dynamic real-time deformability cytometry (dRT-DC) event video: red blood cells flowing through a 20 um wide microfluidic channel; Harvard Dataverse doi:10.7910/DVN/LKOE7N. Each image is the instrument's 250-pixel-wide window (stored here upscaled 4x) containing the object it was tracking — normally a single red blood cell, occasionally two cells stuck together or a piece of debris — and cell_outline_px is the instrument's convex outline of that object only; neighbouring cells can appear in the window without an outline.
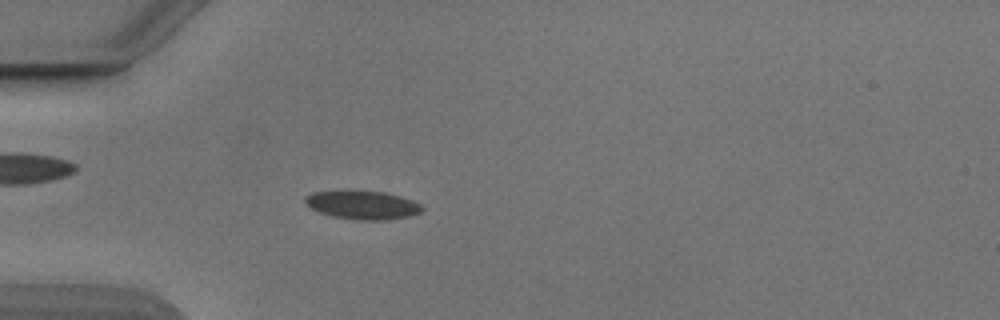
{"species": "Egyptian fruit bat (a non-hibernating species)", "species_latin": "Rousettus aegyptiacus", "temperature_condition": "cold", "stored_images_in_passage": 53, "camera_frame_rate_fps": 3000, "um_per_image_px": 0.085, "animal": {"sex": "male"}, "frame": {"image": 1, "passage_image": 16, "time_ms": 5.0, "image_size_px": [1000, 320], "cell_outline_px": [[424, 208], [420, 212], [412, 216], [388, 220], [360, 220], [332, 216], [320, 212], [312, 208], [304, 200], [304, 196], [312, 192], [348, 188], [384, 192], [400, 196], [412, 200], [420, 204]], "centroid_in_image_um": [30.8, 17.38], "position_along_channel_um": 54.2, "area_um2": 20.06}}
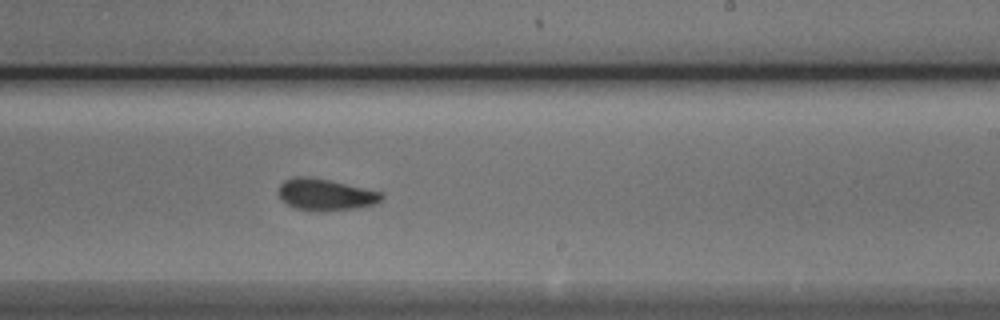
{"frame": {"image": 2, "passage_image": 33, "time_ms": 10.667, "image_size_px": [1000, 320], "cell_outline_px": [[384, 200], [376, 204], [356, 208], [324, 212], [316, 212], [292, 208], [280, 200], [280, 184], [284, 180], [292, 176], [304, 176], [328, 180], [384, 192]], "centroid_in_image_um": [27.68, 16.56], "position_along_channel_um": 261.3, "area_um2": 19.42}}
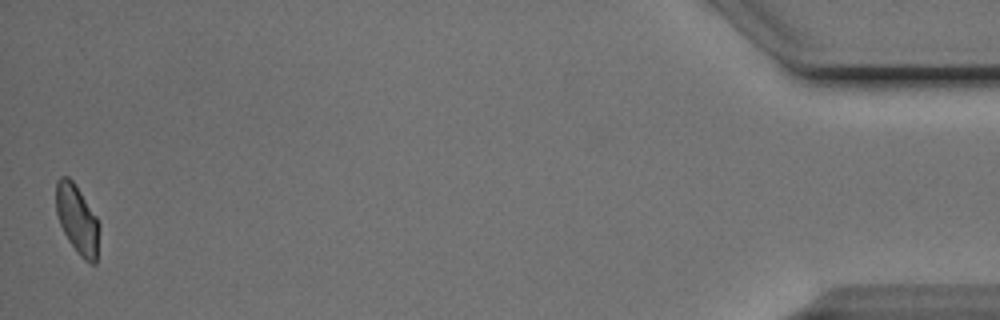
{"frame": {"image": 3, "passage_image": 53, "time_ms": 17.333, "image_size_px": [1000, 320], "cell_outline_px": [[100, 228], [96, 264], [92, 264], [84, 260], [80, 256], [68, 240], [60, 224], [56, 212], [56, 180], [60, 176], [68, 176], [72, 180], [96, 216], [100, 224]], "centroid_in_image_um": [6.57, 18.66], "position_along_channel_um": 428.6, "area_um2": 17.4}, "authors_computed_cell_mechanics": {"area_um2": 18.8428, "velocity_mm_per_s": 3.8544, "shape_relaxation_time_tau1_ms": 4.6111, "shape_relaxation_time_tau2_ms": 3.0224, "deformation_change_tau1": 0.1422, "deformation_change_tau2": 0.0662}}